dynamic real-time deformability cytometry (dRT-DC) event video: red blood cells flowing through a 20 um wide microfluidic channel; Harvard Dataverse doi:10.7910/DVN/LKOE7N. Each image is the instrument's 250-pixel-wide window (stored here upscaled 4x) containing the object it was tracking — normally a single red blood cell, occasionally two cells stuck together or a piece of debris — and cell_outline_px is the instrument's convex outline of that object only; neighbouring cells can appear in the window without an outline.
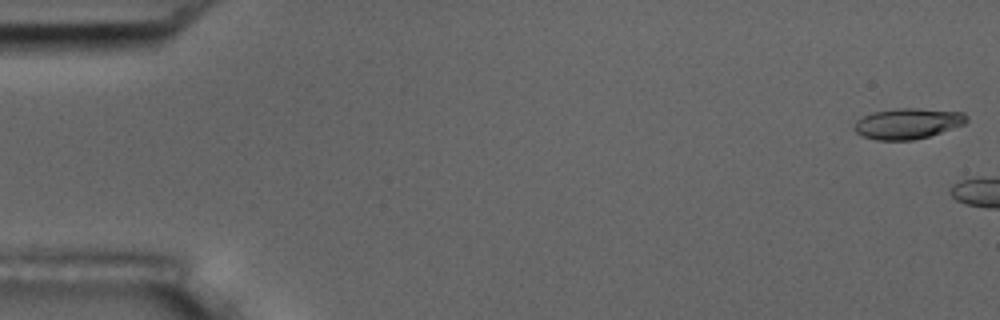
{"species": "common noctule bat (a hibernating species)", "species_latin": "Nyctalus noctula", "temperature_condition": "room temperature", "stored_images_in_passage": 2, "camera_frame_rate_fps": 3000, "um_per_image_px": 0.085, "animal": {"sex": "male", "body_mass_g": 17.5, "forearm_length_mm": 52.3}, "frame": {"image": 1, "passage_image": 1, "time_ms": 0.0, "image_size_px": [1000, 320], "cell_outline_px": [[968, 120], [964, 124], [928, 136], [912, 140], [876, 140], [864, 136], [856, 132], [852, 128], [856, 120], [864, 116], [876, 112], [896, 108], [920, 108], [964, 112], [968, 116]], "centroid_in_image_um": [77.16, 10.49], "position_along_channel_um": 7.8, "area_um2": 20.0}}